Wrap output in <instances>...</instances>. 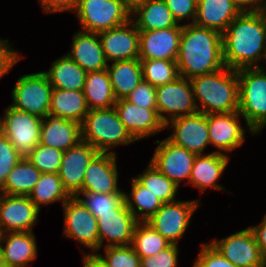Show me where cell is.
<instances>
[{
  "label": "cell",
  "instance_id": "obj_1",
  "mask_svg": "<svg viewBox=\"0 0 266 267\" xmlns=\"http://www.w3.org/2000/svg\"><path fill=\"white\" fill-rule=\"evenodd\" d=\"M222 47L226 67H258L266 47V12H241L222 34Z\"/></svg>",
  "mask_w": 266,
  "mask_h": 267
},
{
  "label": "cell",
  "instance_id": "obj_5",
  "mask_svg": "<svg viewBox=\"0 0 266 267\" xmlns=\"http://www.w3.org/2000/svg\"><path fill=\"white\" fill-rule=\"evenodd\" d=\"M239 83L238 112L246 128L257 135L266 126V73L254 68L237 70Z\"/></svg>",
  "mask_w": 266,
  "mask_h": 267
},
{
  "label": "cell",
  "instance_id": "obj_29",
  "mask_svg": "<svg viewBox=\"0 0 266 267\" xmlns=\"http://www.w3.org/2000/svg\"><path fill=\"white\" fill-rule=\"evenodd\" d=\"M107 70L116 100L125 99L143 80L139 58L112 62Z\"/></svg>",
  "mask_w": 266,
  "mask_h": 267
},
{
  "label": "cell",
  "instance_id": "obj_28",
  "mask_svg": "<svg viewBox=\"0 0 266 267\" xmlns=\"http://www.w3.org/2000/svg\"><path fill=\"white\" fill-rule=\"evenodd\" d=\"M131 20L139 31L183 27L177 23L164 0H148L131 12Z\"/></svg>",
  "mask_w": 266,
  "mask_h": 267
},
{
  "label": "cell",
  "instance_id": "obj_54",
  "mask_svg": "<svg viewBox=\"0 0 266 267\" xmlns=\"http://www.w3.org/2000/svg\"><path fill=\"white\" fill-rule=\"evenodd\" d=\"M0 267H7L3 258V255L0 250Z\"/></svg>",
  "mask_w": 266,
  "mask_h": 267
},
{
  "label": "cell",
  "instance_id": "obj_13",
  "mask_svg": "<svg viewBox=\"0 0 266 267\" xmlns=\"http://www.w3.org/2000/svg\"><path fill=\"white\" fill-rule=\"evenodd\" d=\"M210 244L237 267H266L259 246L249 227Z\"/></svg>",
  "mask_w": 266,
  "mask_h": 267
},
{
  "label": "cell",
  "instance_id": "obj_20",
  "mask_svg": "<svg viewBox=\"0 0 266 267\" xmlns=\"http://www.w3.org/2000/svg\"><path fill=\"white\" fill-rule=\"evenodd\" d=\"M98 153L96 148L83 140L64 151L58 175L71 196L82 190L85 170Z\"/></svg>",
  "mask_w": 266,
  "mask_h": 267
},
{
  "label": "cell",
  "instance_id": "obj_37",
  "mask_svg": "<svg viewBox=\"0 0 266 267\" xmlns=\"http://www.w3.org/2000/svg\"><path fill=\"white\" fill-rule=\"evenodd\" d=\"M135 178L152 194L161 199L163 203H171L178 200L176 199V194L179 187L150 162L143 173L136 175Z\"/></svg>",
  "mask_w": 266,
  "mask_h": 267
},
{
  "label": "cell",
  "instance_id": "obj_23",
  "mask_svg": "<svg viewBox=\"0 0 266 267\" xmlns=\"http://www.w3.org/2000/svg\"><path fill=\"white\" fill-rule=\"evenodd\" d=\"M71 51L66 53L86 72L107 69L98 33L79 30L72 36Z\"/></svg>",
  "mask_w": 266,
  "mask_h": 267
},
{
  "label": "cell",
  "instance_id": "obj_26",
  "mask_svg": "<svg viewBox=\"0 0 266 267\" xmlns=\"http://www.w3.org/2000/svg\"><path fill=\"white\" fill-rule=\"evenodd\" d=\"M37 248L33 231L0 234V250L7 267H29L38 256Z\"/></svg>",
  "mask_w": 266,
  "mask_h": 267
},
{
  "label": "cell",
  "instance_id": "obj_14",
  "mask_svg": "<svg viewBox=\"0 0 266 267\" xmlns=\"http://www.w3.org/2000/svg\"><path fill=\"white\" fill-rule=\"evenodd\" d=\"M244 119L238 111L230 113L207 114L210 145L216 147L215 152L228 155L245 143V132L252 129L241 126Z\"/></svg>",
  "mask_w": 266,
  "mask_h": 267
},
{
  "label": "cell",
  "instance_id": "obj_38",
  "mask_svg": "<svg viewBox=\"0 0 266 267\" xmlns=\"http://www.w3.org/2000/svg\"><path fill=\"white\" fill-rule=\"evenodd\" d=\"M142 66L143 80L154 87L175 81L180 77L176 61L154 59L140 60Z\"/></svg>",
  "mask_w": 266,
  "mask_h": 267
},
{
  "label": "cell",
  "instance_id": "obj_52",
  "mask_svg": "<svg viewBox=\"0 0 266 267\" xmlns=\"http://www.w3.org/2000/svg\"><path fill=\"white\" fill-rule=\"evenodd\" d=\"M124 5L132 12L137 6L148 0H122Z\"/></svg>",
  "mask_w": 266,
  "mask_h": 267
},
{
  "label": "cell",
  "instance_id": "obj_3",
  "mask_svg": "<svg viewBox=\"0 0 266 267\" xmlns=\"http://www.w3.org/2000/svg\"><path fill=\"white\" fill-rule=\"evenodd\" d=\"M198 112L204 114L238 111L237 70L224 67L216 72L190 79Z\"/></svg>",
  "mask_w": 266,
  "mask_h": 267
},
{
  "label": "cell",
  "instance_id": "obj_45",
  "mask_svg": "<svg viewBox=\"0 0 266 267\" xmlns=\"http://www.w3.org/2000/svg\"><path fill=\"white\" fill-rule=\"evenodd\" d=\"M178 255V245L171 244L155 256L142 258L140 265L141 267H178Z\"/></svg>",
  "mask_w": 266,
  "mask_h": 267
},
{
  "label": "cell",
  "instance_id": "obj_6",
  "mask_svg": "<svg viewBox=\"0 0 266 267\" xmlns=\"http://www.w3.org/2000/svg\"><path fill=\"white\" fill-rule=\"evenodd\" d=\"M81 30L99 33L123 25L131 11L122 0H78L74 10Z\"/></svg>",
  "mask_w": 266,
  "mask_h": 267
},
{
  "label": "cell",
  "instance_id": "obj_27",
  "mask_svg": "<svg viewBox=\"0 0 266 267\" xmlns=\"http://www.w3.org/2000/svg\"><path fill=\"white\" fill-rule=\"evenodd\" d=\"M241 12L233 0H198L194 24L223 34Z\"/></svg>",
  "mask_w": 266,
  "mask_h": 267
},
{
  "label": "cell",
  "instance_id": "obj_8",
  "mask_svg": "<svg viewBox=\"0 0 266 267\" xmlns=\"http://www.w3.org/2000/svg\"><path fill=\"white\" fill-rule=\"evenodd\" d=\"M0 124L1 133L22 157H26L39 144L42 118L9 105L4 110V116H0Z\"/></svg>",
  "mask_w": 266,
  "mask_h": 267
},
{
  "label": "cell",
  "instance_id": "obj_35",
  "mask_svg": "<svg viewBox=\"0 0 266 267\" xmlns=\"http://www.w3.org/2000/svg\"><path fill=\"white\" fill-rule=\"evenodd\" d=\"M28 197L41 210L42 205L60 201L62 205L71 197L63 187L58 173H42Z\"/></svg>",
  "mask_w": 266,
  "mask_h": 267
},
{
  "label": "cell",
  "instance_id": "obj_24",
  "mask_svg": "<svg viewBox=\"0 0 266 267\" xmlns=\"http://www.w3.org/2000/svg\"><path fill=\"white\" fill-rule=\"evenodd\" d=\"M82 140L81 124L48 114L42 119L39 144L67 151Z\"/></svg>",
  "mask_w": 266,
  "mask_h": 267
},
{
  "label": "cell",
  "instance_id": "obj_19",
  "mask_svg": "<svg viewBox=\"0 0 266 267\" xmlns=\"http://www.w3.org/2000/svg\"><path fill=\"white\" fill-rule=\"evenodd\" d=\"M98 35L107 62L139 58V30L131 19Z\"/></svg>",
  "mask_w": 266,
  "mask_h": 267
},
{
  "label": "cell",
  "instance_id": "obj_12",
  "mask_svg": "<svg viewBox=\"0 0 266 267\" xmlns=\"http://www.w3.org/2000/svg\"><path fill=\"white\" fill-rule=\"evenodd\" d=\"M155 143L158 145L150 163L178 187L185 179V184H188L196 155L168 138Z\"/></svg>",
  "mask_w": 266,
  "mask_h": 267
},
{
  "label": "cell",
  "instance_id": "obj_16",
  "mask_svg": "<svg viewBox=\"0 0 266 267\" xmlns=\"http://www.w3.org/2000/svg\"><path fill=\"white\" fill-rule=\"evenodd\" d=\"M40 210L28 196L0 193V233L33 231Z\"/></svg>",
  "mask_w": 266,
  "mask_h": 267
},
{
  "label": "cell",
  "instance_id": "obj_36",
  "mask_svg": "<svg viewBox=\"0 0 266 267\" xmlns=\"http://www.w3.org/2000/svg\"><path fill=\"white\" fill-rule=\"evenodd\" d=\"M131 245L142 259L155 256L159 251L169 247L171 243L147 222H138L134 229Z\"/></svg>",
  "mask_w": 266,
  "mask_h": 267
},
{
  "label": "cell",
  "instance_id": "obj_51",
  "mask_svg": "<svg viewBox=\"0 0 266 267\" xmlns=\"http://www.w3.org/2000/svg\"><path fill=\"white\" fill-rule=\"evenodd\" d=\"M82 252V267H107L102 261L95 255V254H90V253H85L83 255V250Z\"/></svg>",
  "mask_w": 266,
  "mask_h": 267
},
{
  "label": "cell",
  "instance_id": "obj_7",
  "mask_svg": "<svg viewBox=\"0 0 266 267\" xmlns=\"http://www.w3.org/2000/svg\"><path fill=\"white\" fill-rule=\"evenodd\" d=\"M52 90L43 71L22 75L11 92L10 106L43 119L49 114Z\"/></svg>",
  "mask_w": 266,
  "mask_h": 267
},
{
  "label": "cell",
  "instance_id": "obj_40",
  "mask_svg": "<svg viewBox=\"0 0 266 267\" xmlns=\"http://www.w3.org/2000/svg\"><path fill=\"white\" fill-rule=\"evenodd\" d=\"M64 151L50 146L38 144L26 158L41 173H58Z\"/></svg>",
  "mask_w": 266,
  "mask_h": 267
},
{
  "label": "cell",
  "instance_id": "obj_47",
  "mask_svg": "<svg viewBox=\"0 0 266 267\" xmlns=\"http://www.w3.org/2000/svg\"><path fill=\"white\" fill-rule=\"evenodd\" d=\"M22 59L23 56L13 48L9 40L0 37V79Z\"/></svg>",
  "mask_w": 266,
  "mask_h": 267
},
{
  "label": "cell",
  "instance_id": "obj_53",
  "mask_svg": "<svg viewBox=\"0 0 266 267\" xmlns=\"http://www.w3.org/2000/svg\"><path fill=\"white\" fill-rule=\"evenodd\" d=\"M261 61H265L264 63H266V47L264 49V53H263V57H262ZM261 65L262 64H260L257 68L266 73V71H265L266 68L263 65L262 66Z\"/></svg>",
  "mask_w": 266,
  "mask_h": 267
},
{
  "label": "cell",
  "instance_id": "obj_49",
  "mask_svg": "<svg viewBox=\"0 0 266 267\" xmlns=\"http://www.w3.org/2000/svg\"><path fill=\"white\" fill-rule=\"evenodd\" d=\"M249 228L254 235L262 256L266 260V214L262 217L261 223L255 226H250Z\"/></svg>",
  "mask_w": 266,
  "mask_h": 267
},
{
  "label": "cell",
  "instance_id": "obj_34",
  "mask_svg": "<svg viewBox=\"0 0 266 267\" xmlns=\"http://www.w3.org/2000/svg\"><path fill=\"white\" fill-rule=\"evenodd\" d=\"M41 174L26 157H23L7 175L6 180L0 186V193L28 196Z\"/></svg>",
  "mask_w": 266,
  "mask_h": 267
},
{
  "label": "cell",
  "instance_id": "obj_17",
  "mask_svg": "<svg viewBox=\"0 0 266 267\" xmlns=\"http://www.w3.org/2000/svg\"><path fill=\"white\" fill-rule=\"evenodd\" d=\"M135 216L128 210L125 201L110 212L97 219L99 250L104 247L130 245L136 224ZM104 241L106 244H104Z\"/></svg>",
  "mask_w": 266,
  "mask_h": 267
},
{
  "label": "cell",
  "instance_id": "obj_9",
  "mask_svg": "<svg viewBox=\"0 0 266 267\" xmlns=\"http://www.w3.org/2000/svg\"><path fill=\"white\" fill-rule=\"evenodd\" d=\"M63 236L74 239L87 248L90 254L99 250L97 218L76 197L71 196L63 205Z\"/></svg>",
  "mask_w": 266,
  "mask_h": 267
},
{
  "label": "cell",
  "instance_id": "obj_11",
  "mask_svg": "<svg viewBox=\"0 0 266 267\" xmlns=\"http://www.w3.org/2000/svg\"><path fill=\"white\" fill-rule=\"evenodd\" d=\"M156 102L158 116L165 125L177 117L198 112L191 82L181 76L156 87Z\"/></svg>",
  "mask_w": 266,
  "mask_h": 267
},
{
  "label": "cell",
  "instance_id": "obj_55",
  "mask_svg": "<svg viewBox=\"0 0 266 267\" xmlns=\"http://www.w3.org/2000/svg\"><path fill=\"white\" fill-rule=\"evenodd\" d=\"M262 11L266 12V0H262Z\"/></svg>",
  "mask_w": 266,
  "mask_h": 267
},
{
  "label": "cell",
  "instance_id": "obj_43",
  "mask_svg": "<svg viewBox=\"0 0 266 267\" xmlns=\"http://www.w3.org/2000/svg\"><path fill=\"white\" fill-rule=\"evenodd\" d=\"M125 99L132 104L157 112L156 87L149 82L142 80Z\"/></svg>",
  "mask_w": 266,
  "mask_h": 267
},
{
  "label": "cell",
  "instance_id": "obj_10",
  "mask_svg": "<svg viewBox=\"0 0 266 267\" xmlns=\"http://www.w3.org/2000/svg\"><path fill=\"white\" fill-rule=\"evenodd\" d=\"M200 206V199L164 203L146 222L171 244L179 245L180 239L187 232L193 213Z\"/></svg>",
  "mask_w": 266,
  "mask_h": 267
},
{
  "label": "cell",
  "instance_id": "obj_48",
  "mask_svg": "<svg viewBox=\"0 0 266 267\" xmlns=\"http://www.w3.org/2000/svg\"><path fill=\"white\" fill-rule=\"evenodd\" d=\"M78 0H39L44 14L74 12Z\"/></svg>",
  "mask_w": 266,
  "mask_h": 267
},
{
  "label": "cell",
  "instance_id": "obj_25",
  "mask_svg": "<svg viewBox=\"0 0 266 267\" xmlns=\"http://www.w3.org/2000/svg\"><path fill=\"white\" fill-rule=\"evenodd\" d=\"M230 161V156L212 151L208 154L196 155L189 178V184L198 188L203 194L208 188L224 190L221 184L216 183Z\"/></svg>",
  "mask_w": 266,
  "mask_h": 267
},
{
  "label": "cell",
  "instance_id": "obj_46",
  "mask_svg": "<svg viewBox=\"0 0 266 267\" xmlns=\"http://www.w3.org/2000/svg\"><path fill=\"white\" fill-rule=\"evenodd\" d=\"M164 1L178 24L183 25L181 24V22H183V19H189L191 20V22H188V24H194L198 0Z\"/></svg>",
  "mask_w": 266,
  "mask_h": 267
},
{
  "label": "cell",
  "instance_id": "obj_15",
  "mask_svg": "<svg viewBox=\"0 0 266 267\" xmlns=\"http://www.w3.org/2000/svg\"><path fill=\"white\" fill-rule=\"evenodd\" d=\"M165 129L173 131L167 137L171 142L195 155L203 154L206 146L210 145L207 114L202 112L172 119Z\"/></svg>",
  "mask_w": 266,
  "mask_h": 267
},
{
  "label": "cell",
  "instance_id": "obj_44",
  "mask_svg": "<svg viewBox=\"0 0 266 267\" xmlns=\"http://www.w3.org/2000/svg\"><path fill=\"white\" fill-rule=\"evenodd\" d=\"M192 267H237L224 258L210 243H201V250Z\"/></svg>",
  "mask_w": 266,
  "mask_h": 267
},
{
  "label": "cell",
  "instance_id": "obj_41",
  "mask_svg": "<svg viewBox=\"0 0 266 267\" xmlns=\"http://www.w3.org/2000/svg\"><path fill=\"white\" fill-rule=\"evenodd\" d=\"M104 249V254L95 253V255L107 267H141V259L135 252L132 245L111 246Z\"/></svg>",
  "mask_w": 266,
  "mask_h": 267
},
{
  "label": "cell",
  "instance_id": "obj_21",
  "mask_svg": "<svg viewBox=\"0 0 266 267\" xmlns=\"http://www.w3.org/2000/svg\"><path fill=\"white\" fill-rule=\"evenodd\" d=\"M182 27L139 31V59L176 61Z\"/></svg>",
  "mask_w": 266,
  "mask_h": 267
},
{
  "label": "cell",
  "instance_id": "obj_33",
  "mask_svg": "<svg viewBox=\"0 0 266 267\" xmlns=\"http://www.w3.org/2000/svg\"><path fill=\"white\" fill-rule=\"evenodd\" d=\"M131 180V191L129 194L124 192V201L128 210L135 216L138 222H146L164 203L135 177H132Z\"/></svg>",
  "mask_w": 266,
  "mask_h": 267
},
{
  "label": "cell",
  "instance_id": "obj_42",
  "mask_svg": "<svg viewBox=\"0 0 266 267\" xmlns=\"http://www.w3.org/2000/svg\"><path fill=\"white\" fill-rule=\"evenodd\" d=\"M22 158L10 140L0 133V186L6 180L9 172Z\"/></svg>",
  "mask_w": 266,
  "mask_h": 267
},
{
  "label": "cell",
  "instance_id": "obj_31",
  "mask_svg": "<svg viewBox=\"0 0 266 267\" xmlns=\"http://www.w3.org/2000/svg\"><path fill=\"white\" fill-rule=\"evenodd\" d=\"M83 93L89 110L109 109L116 104L107 69L87 72Z\"/></svg>",
  "mask_w": 266,
  "mask_h": 267
},
{
  "label": "cell",
  "instance_id": "obj_39",
  "mask_svg": "<svg viewBox=\"0 0 266 267\" xmlns=\"http://www.w3.org/2000/svg\"><path fill=\"white\" fill-rule=\"evenodd\" d=\"M76 197L97 219L101 214L117 209L124 202V193L79 192Z\"/></svg>",
  "mask_w": 266,
  "mask_h": 267
},
{
  "label": "cell",
  "instance_id": "obj_30",
  "mask_svg": "<svg viewBox=\"0 0 266 267\" xmlns=\"http://www.w3.org/2000/svg\"><path fill=\"white\" fill-rule=\"evenodd\" d=\"M89 112L83 90H64L53 88L49 113L67 120L82 123Z\"/></svg>",
  "mask_w": 266,
  "mask_h": 267
},
{
  "label": "cell",
  "instance_id": "obj_18",
  "mask_svg": "<svg viewBox=\"0 0 266 267\" xmlns=\"http://www.w3.org/2000/svg\"><path fill=\"white\" fill-rule=\"evenodd\" d=\"M116 153L99 152L85 170L82 190L103 194L124 193L118 187V167Z\"/></svg>",
  "mask_w": 266,
  "mask_h": 267
},
{
  "label": "cell",
  "instance_id": "obj_50",
  "mask_svg": "<svg viewBox=\"0 0 266 267\" xmlns=\"http://www.w3.org/2000/svg\"><path fill=\"white\" fill-rule=\"evenodd\" d=\"M242 12L262 11V0H233Z\"/></svg>",
  "mask_w": 266,
  "mask_h": 267
},
{
  "label": "cell",
  "instance_id": "obj_4",
  "mask_svg": "<svg viewBox=\"0 0 266 267\" xmlns=\"http://www.w3.org/2000/svg\"><path fill=\"white\" fill-rule=\"evenodd\" d=\"M81 137L102 153H116L113 147L136 142L114 107L89 110L81 123Z\"/></svg>",
  "mask_w": 266,
  "mask_h": 267
},
{
  "label": "cell",
  "instance_id": "obj_2",
  "mask_svg": "<svg viewBox=\"0 0 266 267\" xmlns=\"http://www.w3.org/2000/svg\"><path fill=\"white\" fill-rule=\"evenodd\" d=\"M176 64L179 75L189 80L224 68L222 34L184 23Z\"/></svg>",
  "mask_w": 266,
  "mask_h": 267
},
{
  "label": "cell",
  "instance_id": "obj_22",
  "mask_svg": "<svg viewBox=\"0 0 266 267\" xmlns=\"http://www.w3.org/2000/svg\"><path fill=\"white\" fill-rule=\"evenodd\" d=\"M114 108L120 120L136 141L165 130V124L160 120L154 109L140 107L126 99L117 100Z\"/></svg>",
  "mask_w": 266,
  "mask_h": 267
},
{
  "label": "cell",
  "instance_id": "obj_32",
  "mask_svg": "<svg viewBox=\"0 0 266 267\" xmlns=\"http://www.w3.org/2000/svg\"><path fill=\"white\" fill-rule=\"evenodd\" d=\"M48 71H43L53 88L83 90L87 72L67 54L51 63Z\"/></svg>",
  "mask_w": 266,
  "mask_h": 267
}]
</instances>
